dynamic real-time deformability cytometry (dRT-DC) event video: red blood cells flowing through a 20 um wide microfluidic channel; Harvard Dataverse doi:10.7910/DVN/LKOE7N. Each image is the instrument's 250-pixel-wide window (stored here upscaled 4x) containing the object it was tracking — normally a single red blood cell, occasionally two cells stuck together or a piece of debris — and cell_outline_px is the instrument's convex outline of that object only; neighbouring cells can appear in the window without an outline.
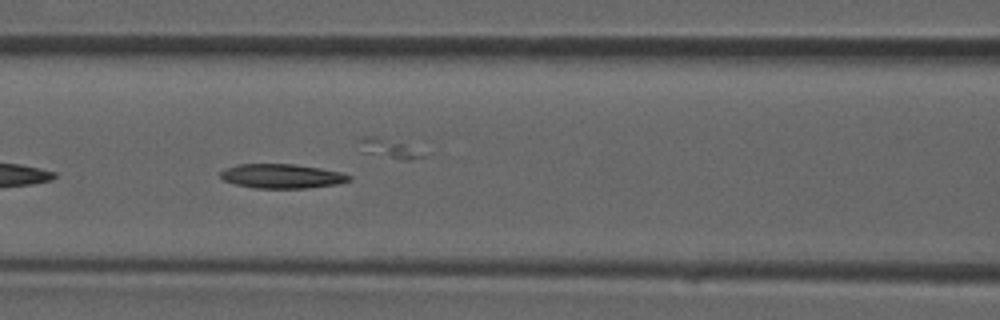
{"species": "common noctule bat (a hibernating species)", "species_latin": "Nyctalus noctula", "temperature_condition": "room temperature", "stored_images_in_passage": 29, "camera_frame_rate_fps": 3000, "um_per_image_px": 0.085, "animal": {"sex": "male", "forearm_length_mm": 52.5}, "frame": {"image": 1, "passage_image": 5, "time_ms": 1.333, "image_size_px": [1000, 320], "cell_outline_px": [[352, 180], [336, 184], [308, 188], [252, 188], [236, 184], [224, 180], [220, 176], [220, 172], [224, 168], [236, 164], [296, 164], [320, 168], [340, 172], [352, 176]], "centroid_in_image_um": [23.95, 14.97], "position_along_channel_um": 142.7, "area_um2": 18.32}}